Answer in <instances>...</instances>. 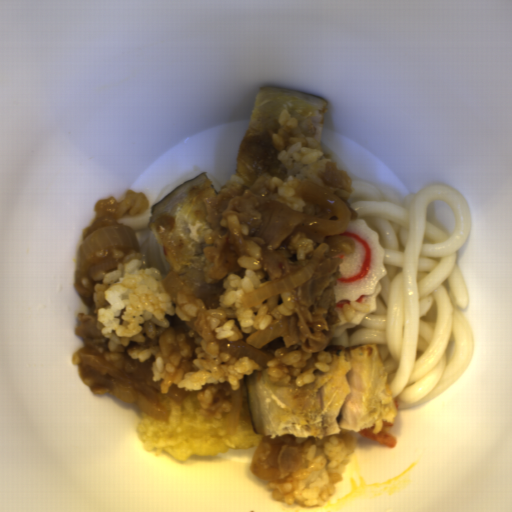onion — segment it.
I'll return each instance as SVG.
<instances>
[{
    "mask_svg": "<svg viewBox=\"0 0 512 512\" xmlns=\"http://www.w3.org/2000/svg\"><path fill=\"white\" fill-rule=\"evenodd\" d=\"M107 249L140 250L132 227L112 223L92 231L80 245L74 271L75 281L95 275L101 270L116 268L119 265L118 260L92 263L96 254Z\"/></svg>",
    "mask_w": 512,
    "mask_h": 512,
    "instance_id": "onion-1",
    "label": "onion"
},
{
    "mask_svg": "<svg viewBox=\"0 0 512 512\" xmlns=\"http://www.w3.org/2000/svg\"><path fill=\"white\" fill-rule=\"evenodd\" d=\"M299 197L307 202L330 207L335 215L336 220L307 216L304 223L310 230H319L329 236L347 232L352 214L336 194L310 181L303 183Z\"/></svg>",
    "mask_w": 512,
    "mask_h": 512,
    "instance_id": "onion-2",
    "label": "onion"
},
{
    "mask_svg": "<svg viewBox=\"0 0 512 512\" xmlns=\"http://www.w3.org/2000/svg\"><path fill=\"white\" fill-rule=\"evenodd\" d=\"M328 251H330L328 244L321 243L313 258L305 267L295 270L284 277L272 279L260 285L256 290L243 294L241 298L243 308L247 309L265 301L269 297L289 292L304 284L314 275L318 265Z\"/></svg>",
    "mask_w": 512,
    "mask_h": 512,
    "instance_id": "onion-3",
    "label": "onion"
},
{
    "mask_svg": "<svg viewBox=\"0 0 512 512\" xmlns=\"http://www.w3.org/2000/svg\"><path fill=\"white\" fill-rule=\"evenodd\" d=\"M286 331L287 328L284 323L275 320L266 328L254 333L244 341L236 340L221 343L219 350L235 358L246 356L258 366L266 367L271 356L261 349L279 336L286 334Z\"/></svg>",
    "mask_w": 512,
    "mask_h": 512,
    "instance_id": "onion-4",
    "label": "onion"
},
{
    "mask_svg": "<svg viewBox=\"0 0 512 512\" xmlns=\"http://www.w3.org/2000/svg\"><path fill=\"white\" fill-rule=\"evenodd\" d=\"M242 390L243 385L233 390L230 399L232 403V408L227 416L228 435H234L235 433H237L241 408Z\"/></svg>",
    "mask_w": 512,
    "mask_h": 512,
    "instance_id": "onion-5",
    "label": "onion"
},
{
    "mask_svg": "<svg viewBox=\"0 0 512 512\" xmlns=\"http://www.w3.org/2000/svg\"><path fill=\"white\" fill-rule=\"evenodd\" d=\"M161 286L170 297H175L177 296L178 291L184 287V282L176 273L171 271L162 280Z\"/></svg>",
    "mask_w": 512,
    "mask_h": 512,
    "instance_id": "onion-6",
    "label": "onion"
}]
</instances>
